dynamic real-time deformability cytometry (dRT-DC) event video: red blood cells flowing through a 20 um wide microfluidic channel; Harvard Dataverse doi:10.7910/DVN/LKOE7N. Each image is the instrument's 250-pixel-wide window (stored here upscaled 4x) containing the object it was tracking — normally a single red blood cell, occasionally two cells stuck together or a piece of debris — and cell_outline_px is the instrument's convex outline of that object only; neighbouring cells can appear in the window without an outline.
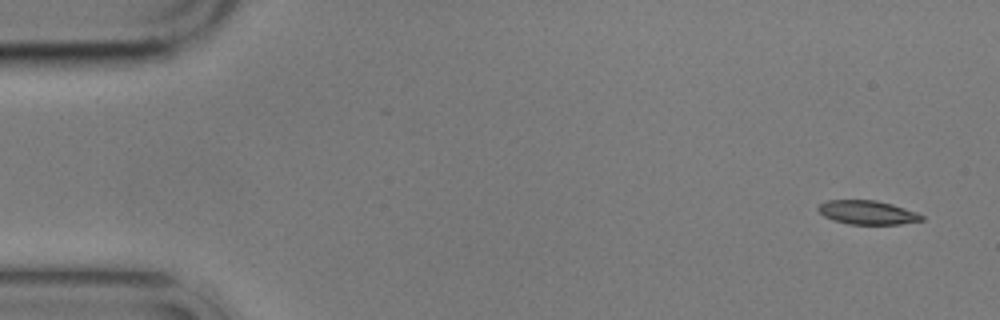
{"species": "common noctule bat (a hibernating species)", "species_latin": "Nyctalus noctula", "temperature_condition": "cold", "stored_images_in_passage": 7, "camera_frame_rate_fps": 3000, "um_per_image_px": 0.085, "animal": {"sex": "male", "body_mass_g": 17.9}, "frame": {"image": 1, "passage_image": 1, "time_ms": 0.0, "image_size_px": [1000, 320], "cell_outline_px": [[924, 220], [900, 224], [848, 224], [824, 216], [816, 208], [820, 204], [828, 200], [876, 200], [892, 204], [916, 212], [924, 216]], "centroid_in_image_um": [73.74, 18.05], "position_along_channel_um": 11.3, "area_um2": 14.28}}
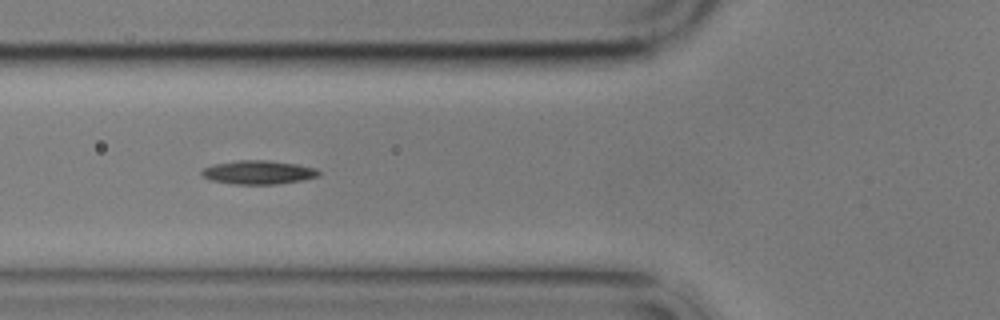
{"frame": {"image": 2, "passage_image": 6, "time_ms": 6.0, "image_size_px": [1000, 320], "cell_outline_px": [[320, 176], [304, 180], [276, 184], [232, 184], [212, 180], [200, 176], [200, 172], [204, 168], [216, 164], [240, 160], [268, 160], [296, 164], [316, 168], [320, 172]], "centroid_in_image_um": [21.98, 14.65], "position_along_channel_um": 103.8, "area_um2": 16.18}}
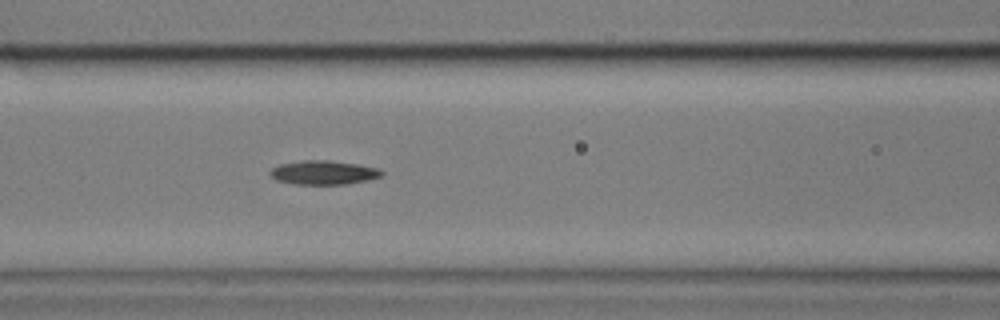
{"frame": {"image": 3, "passage_image": 7, "time_ms": 7.0, "image_size_px": [1000, 320], "cell_outline_px": [[384, 176], [368, 180], [348, 184], [292, 184], [276, 180], [268, 172], [272, 168], [280, 164], [304, 160], [328, 160], [356, 164], [380, 168], [384, 172]], "centroid_in_image_um": [27.53, 14.67], "position_along_channel_um": 139.1, "area_um2": 15.72}}